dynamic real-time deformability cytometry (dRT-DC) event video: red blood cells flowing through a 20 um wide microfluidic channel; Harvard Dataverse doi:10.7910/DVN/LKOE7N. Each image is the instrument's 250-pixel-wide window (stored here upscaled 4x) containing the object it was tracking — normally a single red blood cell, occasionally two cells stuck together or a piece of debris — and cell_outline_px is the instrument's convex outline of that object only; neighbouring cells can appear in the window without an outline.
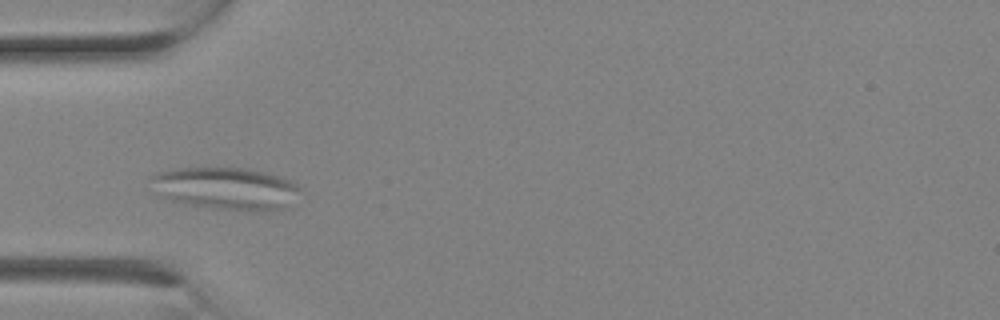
{"species": "Egyptian fruit bat (a non-hibernating species)", "species_latin": "Rousettus aegyptiacus", "temperature_condition": "room temperature", "stored_images_in_passage": 15, "camera_frame_rate_fps": 3000, "um_per_image_px": 0.085, "animal": {"sex": "female"}, "frame": {"image": 1, "passage_image": 9, "time_ms": 2.667, "image_size_px": [1000, 320], "cell_outline_px": [[300, 188], [280, 208], [260, 212], [216, 208], [184, 204], [160, 196], [152, 180], [152, 176], [160, 172], [180, 168], [248, 168], [268, 172], [292, 180], [300, 184]], "centroid_in_image_um": [19.2, 16.0], "position_along_channel_um": 65.8, "area_um2": 36.13}}
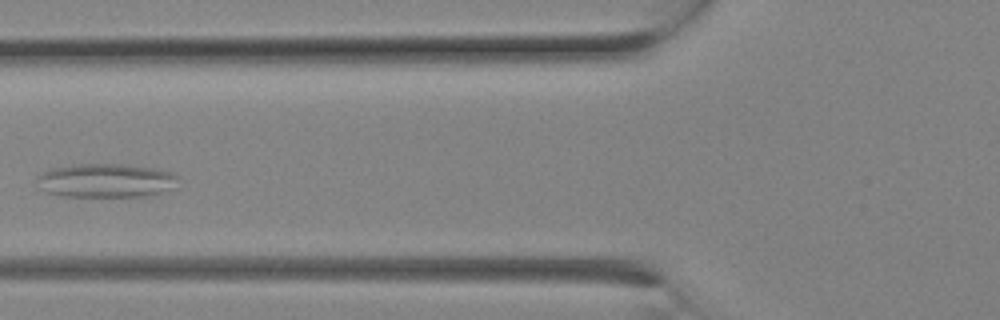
{"frame": {"image": 2, "passage_image": 11, "time_ms": 3.333, "image_size_px": [1000, 320], "cell_outline_px": [[176, 176], [172, 188], [148, 196], [60, 196], [44, 192], [36, 176], [40, 172], [52, 168], [76, 164], [124, 164], [152, 168], [172, 172]], "centroid_in_image_um": [8.93, 15.34], "position_along_channel_um": 116.9, "area_um2": 27.63}}